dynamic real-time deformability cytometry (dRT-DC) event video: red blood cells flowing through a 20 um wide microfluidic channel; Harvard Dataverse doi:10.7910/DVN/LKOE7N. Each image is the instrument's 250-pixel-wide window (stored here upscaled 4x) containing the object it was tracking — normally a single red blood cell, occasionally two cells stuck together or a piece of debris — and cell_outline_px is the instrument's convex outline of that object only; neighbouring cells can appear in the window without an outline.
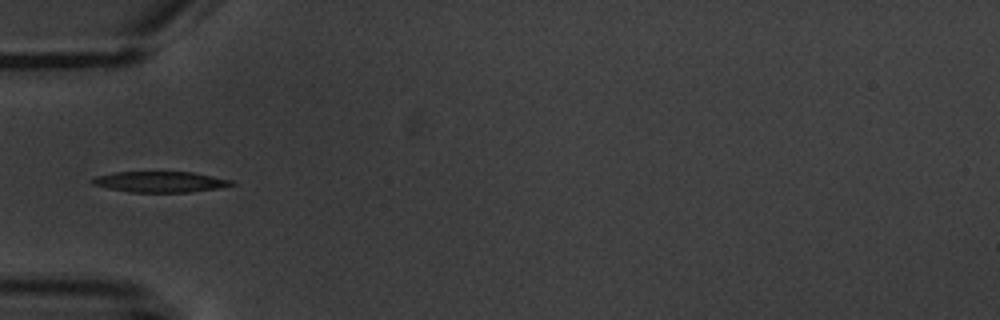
{"species": "common noctule bat (a hibernating species)", "species_latin": "Nyctalus noctula", "temperature_condition": "warm", "stored_images_in_passage": 5, "camera_frame_rate_fps": 3000, "um_per_image_px": 0.085, "animal": {"sex": "male", "body_mass_g": 20.1, "forearm_length_mm": 53.5}, "frame": {"image": 1, "passage_image": 5, "time_ms": 5.0, "image_size_px": [1000, 320], "cell_outline_px": [[236, 184], [220, 188], [188, 192], [128, 192], [108, 188], [92, 184], [92, 180], [96, 176], [112, 172], [192, 172], [232, 180]], "centroid_in_image_um": [13.62, 15.46], "position_along_channel_um": 71.4, "area_um2": 16.82}}